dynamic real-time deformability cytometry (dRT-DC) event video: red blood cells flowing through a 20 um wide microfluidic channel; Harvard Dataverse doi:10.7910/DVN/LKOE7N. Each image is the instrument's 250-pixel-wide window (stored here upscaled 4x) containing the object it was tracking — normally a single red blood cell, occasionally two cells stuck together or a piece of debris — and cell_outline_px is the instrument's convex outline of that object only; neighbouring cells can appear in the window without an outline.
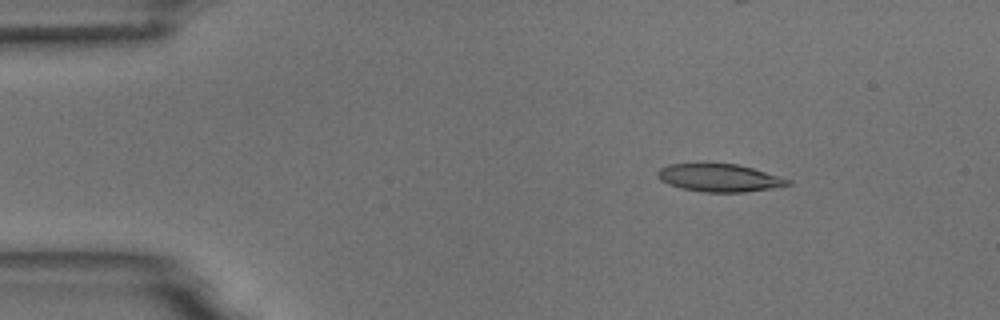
{"species": "common noctule bat (a hibernating species)", "species_latin": "Nyctalus noctula", "temperature_condition": "room temperature", "stored_images_in_passage": 4, "camera_frame_rate_fps": 3000, "um_per_image_px": 0.085, "animal": {"sex": "male", "body_mass_g": 18.8}, "frame": {"image": 1, "passage_image": 2, "time_ms": 1.0, "image_size_px": [1000, 320], "cell_outline_px": [[792, 184], [772, 188], [744, 192], [704, 192], [680, 188], [668, 184], [660, 180], [656, 176], [656, 172], [660, 168], [668, 164], [704, 160], [708, 160], [736, 164], [752, 168], [792, 180]], "centroid_in_image_um": [61.06, 15.06], "position_along_channel_um": 23.9, "area_um2": 22.02}}
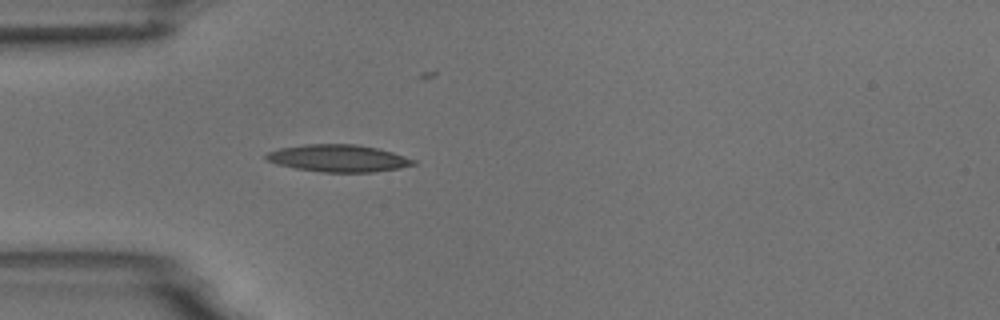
{"frame": {"image": 2, "passage_image": 4, "time_ms": 3.667, "image_size_px": [1000, 320], "cell_outline_px": [[416, 164], [400, 168], [372, 172], [320, 172], [296, 168], [276, 164], [268, 160], [264, 156], [268, 152], [280, 148], [304, 144], [356, 144], [376, 148], [392, 152], [416, 160]], "centroid_in_image_um": [28.75, 13.45], "position_along_channel_um": 56.2, "area_um2": 23.24}}